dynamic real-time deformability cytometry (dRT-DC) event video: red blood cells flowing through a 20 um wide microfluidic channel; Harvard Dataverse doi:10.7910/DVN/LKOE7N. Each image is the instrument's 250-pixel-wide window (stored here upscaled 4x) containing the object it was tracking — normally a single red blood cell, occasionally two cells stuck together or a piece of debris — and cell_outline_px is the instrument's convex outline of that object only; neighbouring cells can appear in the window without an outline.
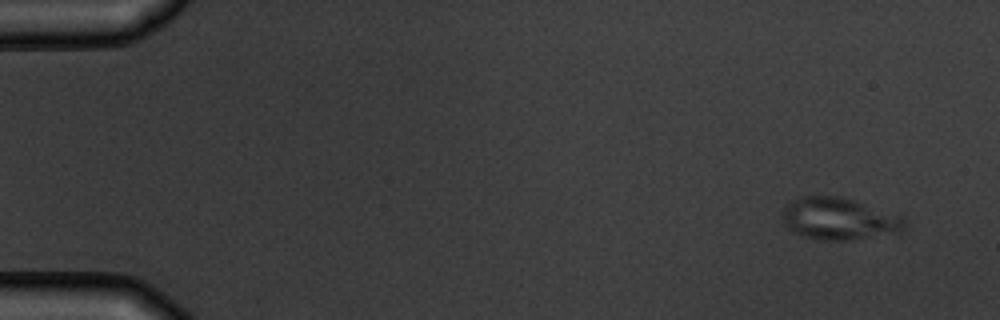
{"species": "common noctule bat (a hibernating species)", "species_latin": "Nyctalus noctula", "temperature_condition": "warm", "stored_images_in_passage": 6, "camera_frame_rate_fps": 3000, "um_per_image_px": 0.085, "animal": {"sex": "male", "body_mass_g": 19.5, "forearm_length_mm": 54.6}, "frame": {"image": 1, "passage_image": 1, "time_ms": 0.0, "image_size_px": [1000, 320], "cell_outline_px": [[904, 228], [900, 236], [852, 240], [820, 240], [804, 236], [788, 228], [784, 224], [780, 212], [784, 204], [800, 196], [840, 196], [904, 216]], "centroid_in_image_um": [71.37, 18.62], "position_along_channel_um": 13.6, "area_um2": 30.87}}